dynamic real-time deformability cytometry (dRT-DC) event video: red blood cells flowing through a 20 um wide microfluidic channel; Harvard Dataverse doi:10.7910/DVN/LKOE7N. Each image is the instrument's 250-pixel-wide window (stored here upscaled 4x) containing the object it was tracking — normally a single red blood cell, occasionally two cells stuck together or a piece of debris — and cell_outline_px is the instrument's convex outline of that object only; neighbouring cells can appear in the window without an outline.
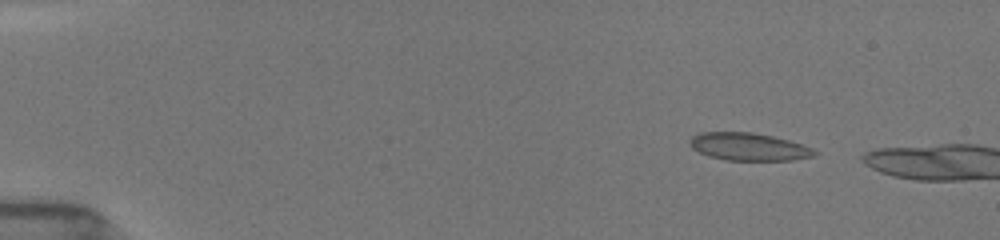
{"species": "common noctule bat (a hibernating species)", "species_latin": "Nyctalus noctula", "temperature_condition": "room temperature", "stored_images_in_passage": 10, "camera_frame_rate_fps": 3000, "um_per_image_px": 0.085, "animal": {"sex": "female", "body_mass_g": 19.5, "forearm_length_mm": 54.1}, "frame": {"image": 1, "passage_image": 7, "time_ms": 2.0, "image_size_px": [1000, 240], "cell_outline_px": [[816, 152], [812, 156], [792, 160], [724, 160], [708, 156], [692, 148], [688, 144], [688, 140], [692, 136], [700, 132], [752, 132], [772, 136], [788, 140], [812, 148]], "centroid_in_image_um": [63.56, 12.47], "position_along_channel_um": 21.4, "area_um2": 20.0}}